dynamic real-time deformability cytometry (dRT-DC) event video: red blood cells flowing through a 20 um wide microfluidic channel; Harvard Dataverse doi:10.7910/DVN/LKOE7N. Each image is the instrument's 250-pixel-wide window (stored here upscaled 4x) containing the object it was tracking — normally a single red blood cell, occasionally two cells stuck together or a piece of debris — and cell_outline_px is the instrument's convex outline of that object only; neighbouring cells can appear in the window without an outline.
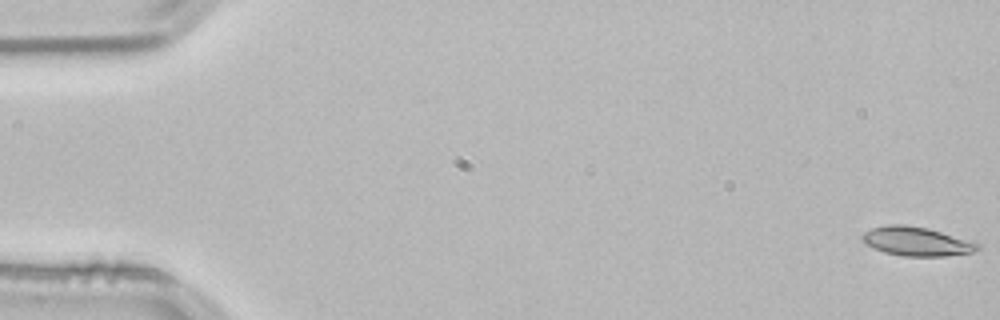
{"species": "common noctule bat (a hibernating species)", "species_latin": "Nyctalus noctula", "temperature_condition": "room temperature", "stored_images_in_passage": 53, "camera_frame_rate_fps": 3000, "um_per_image_px": 0.085, "animal": {"sex": "male", "body_mass_g": 21.5, "forearm_length_mm": 52.0}, "frame": {"image": 1, "passage_image": 1, "time_ms": 0.0, "image_size_px": [1000, 320], "cell_outline_px": [[980, 248], [972, 252], [944, 256], [904, 256], [884, 252], [864, 244], [860, 240], [860, 236], [864, 232], [872, 228], [888, 224], [904, 224], [928, 228], [976, 240], [980, 244]], "centroid_in_image_um": [77.93, 20.5], "position_along_channel_um": 7.1, "area_um2": 19.94}}
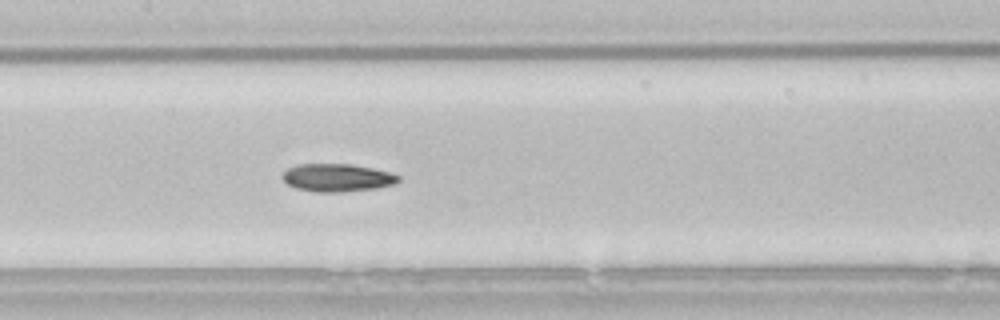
{"frame": {"image": 2, "passage_image": 26, "time_ms": 8.333, "image_size_px": [1000, 320], "cell_outline_px": [[400, 180], [396, 184], [376, 188], [340, 192], [316, 192], [296, 188], [288, 184], [280, 176], [288, 168], [296, 164], [352, 164], [372, 168], [388, 172], [400, 176]], "centroid_in_image_um": [28.65, 15.1], "position_along_channel_um": 178.7, "area_um2": 18.84}}
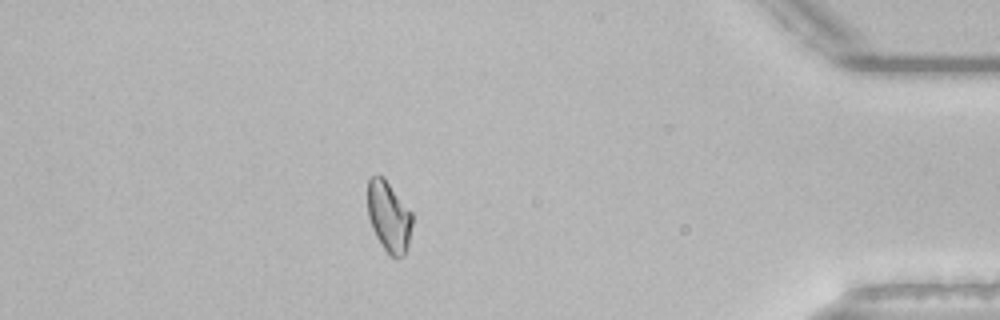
{"frame": {"image": 3, "passage_image": 47, "time_ms": 15.333, "image_size_px": [1000, 320], "cell_outline_px": [[412, 224], [408, 248], [404, 256], [396, 260], [380, 244], [372, 228], [368, 216], [368, 180], [372, 176], [384, 176], [412, 212]], "centroid_in_image_um": [33.07, 18.43], "position_along_channel_um": 402.1, "area_um2": 18.55}, "authors_computed_cell_mechanics": {"area_um2": 18.785, "velocity_mm_per_s": 3.8326, "shape_relaxation_time_tau1_ms": 8.9969, "shape_relaxation_time_tau2_ms": 5.9947, "deformation_change_tau1": 0.1814, "deformation_change_tau2": 0.1212}}